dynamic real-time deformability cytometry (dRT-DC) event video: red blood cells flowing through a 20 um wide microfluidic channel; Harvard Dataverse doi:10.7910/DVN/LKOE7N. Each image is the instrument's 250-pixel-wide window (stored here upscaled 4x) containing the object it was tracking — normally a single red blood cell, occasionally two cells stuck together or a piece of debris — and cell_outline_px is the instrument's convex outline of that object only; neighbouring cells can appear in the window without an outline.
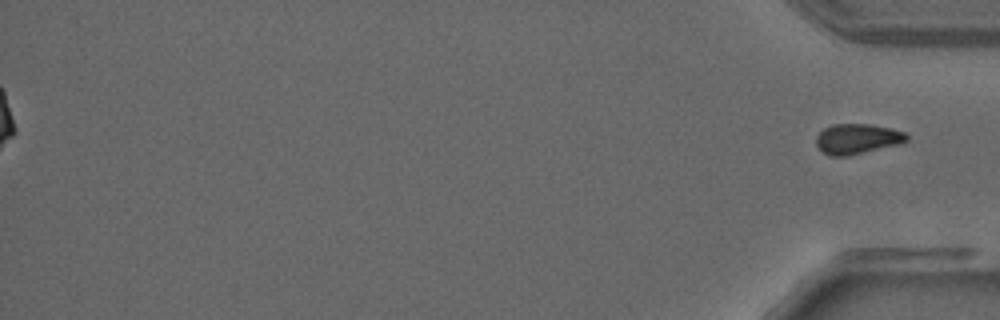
{"species": "common noctule bat (a hibernating species)", "species_latin": "Nyctalus noctula", "temperature_condition": "warm", "stored_images_in_passage": 40, "segment_of_instrument_passage": [2, 2], "camera_frame_rate_fps": 3000, "um_per_image_px": 0.085, "animal": {"sex": "male", "forearm_length_mm": 52.5}, "frame": {"image": 1, "passage_image": 40, "time_ms": 13.0, "image_size_px": [1000, 320], "cell_outline_px": [[908, 140], [904, 144], [848, 156], [828, 156], [816, 144], [816, 136], [824, 128], [832, 124], [872, 124], [904, 132], [908, 136]], "centroid_in_image_um": [72.9, 11.81], "position_along_channel_um": 362.3, "area_um2": 16.13}}